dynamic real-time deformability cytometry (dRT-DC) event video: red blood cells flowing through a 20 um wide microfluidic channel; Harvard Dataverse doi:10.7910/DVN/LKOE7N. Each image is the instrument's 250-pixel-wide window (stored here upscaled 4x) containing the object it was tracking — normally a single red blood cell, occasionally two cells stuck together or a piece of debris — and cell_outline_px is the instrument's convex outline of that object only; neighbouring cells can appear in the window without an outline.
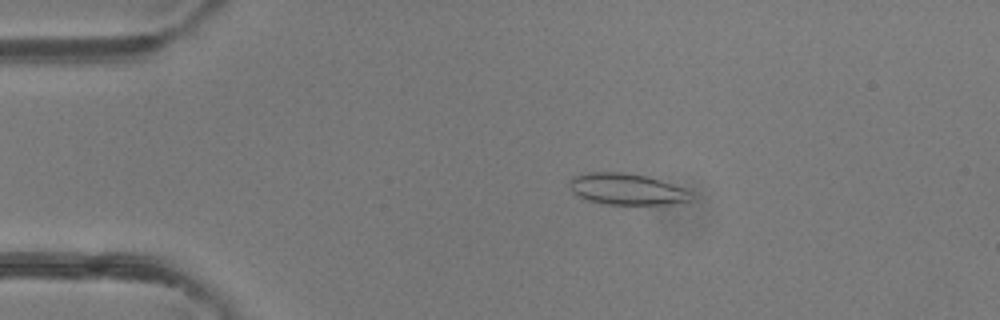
{"species": "common noctule bat (a hibernating species)", "species_latin": "Nyctalus noctula", "temperature_condition": "room temperature", "stored_images_in_passage": 41, "camera_frame_rate_fps": 3000, "um_per_image_px": 0.085, "animal": {"sex": "female"}, "frame": {"image": 1, "passage_image": 1, "time_ms": 0.0, "image_size_px": [1000, 320], "cell_outline_px": [[692, 200], [668, 204], [604, 204], [588, 200], [576, 196], [572, 192], [568, 184], [568, 180], [572, 176], [588, 172], [624, 172], [648, 176], [684, 188], [692, 196]], "centroid_in_image_um": [53.2, 16.07], "position_along_channel_um": 31.8, "area_um2": 22.31}}
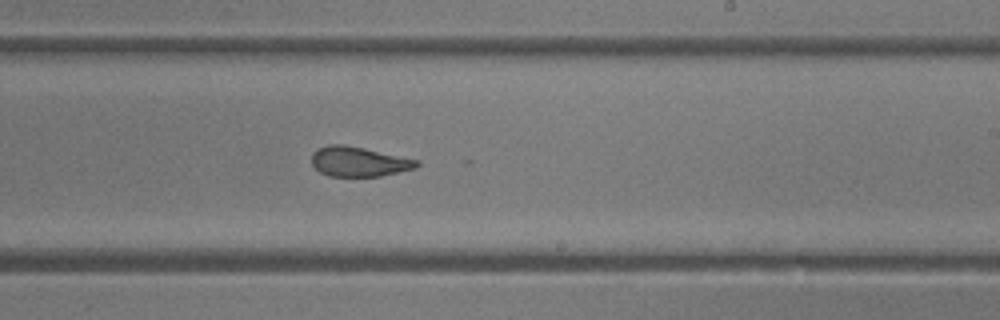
{"frame": {"image": 2, "passage_image": 21, "time_ms": 6.667, "image_size_px": [1000, 320], "cell_outline_px": [[420, 164], [416, 168], [380, 176], [328, 176], [320, 172], [312, 164], [312, 152], [328, 144], [344, 144], [364, 148], [420, 160]], "centroid_in_image_um": [30.51, 13.73], "position_along_channel_um": 258.5, "area_um2": 18.26}}
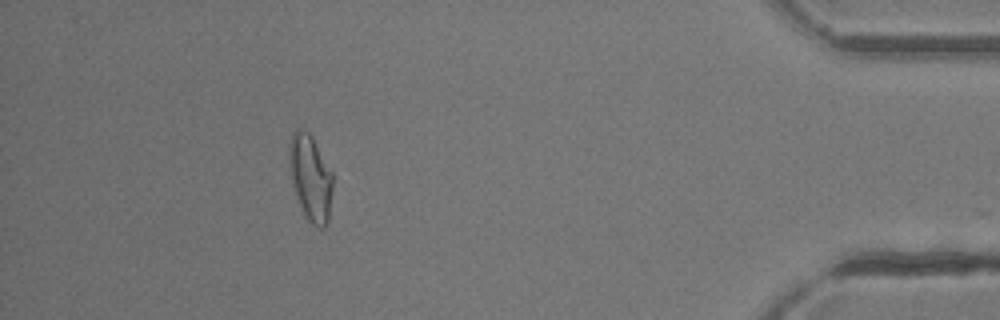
{"frame": {"image": 3, "passage_image": 36, "time_ms": 11.667, "image_size_px": [1000, 320], "cell_outline_px": [[332, 188], [328, 224], [324, 228], [316, 228], [308, 220], [296, 196], [292, 184], [288, 160], [288, 144], [292, 132], [296, 128], [300, 128], [308, 132], [312, 136], [332, 172]], "centroid_in_image_um": [26.37, 15.08], "position_along_channel_um": 408.8, "area_um2": 22.02}, "authors_computed_cell_mechanics": {"area_um2": 20.0566, "velocity_mm_per_s": 4.1401, "shape_relaxation_time_tau1_ms": null, "shape_relaxation_time_tau2_ms": 1.8148, "deformation_change_tau1": null, "deformation_change_tau2": 0.0891}}